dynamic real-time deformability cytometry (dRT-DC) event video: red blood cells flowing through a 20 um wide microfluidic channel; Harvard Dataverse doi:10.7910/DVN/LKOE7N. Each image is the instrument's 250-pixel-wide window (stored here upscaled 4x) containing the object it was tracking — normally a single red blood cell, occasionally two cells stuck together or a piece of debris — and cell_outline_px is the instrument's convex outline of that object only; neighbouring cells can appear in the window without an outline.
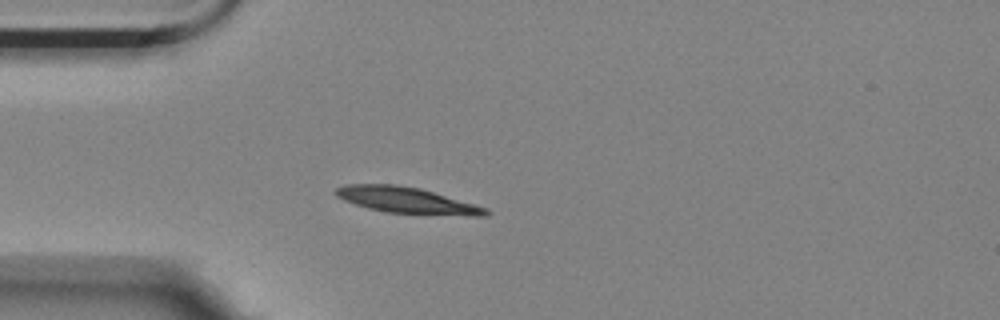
{"species": "Egyptian fruit bat (a non-hibernating species)", "species_latin": "Rousettus aegyptiacus", "temperature_condition": "room temperature", "stored_images_in_passage": 4, "camera_frame_rate_fps": 3000, "um_per_image_px": 0.085, "animal": {"sex": "female"}, "frame": {"image": 1, "passage_image": 4, "time_ms": 1.0, "image_size_px": [1000, 320], "cell_outline_px": [[492, 212], [488, 216], [468, 216], [384, 212], [368, 208], [344, 200], [336, 196], [332, 192], [336, 188], [344, 184], [396, 184], [420, 188], [488, 208]], "centroid_in_image_um": [34.59, 17.02], "position_along_channel_um": 50.4, "area_um2": 23.0}}